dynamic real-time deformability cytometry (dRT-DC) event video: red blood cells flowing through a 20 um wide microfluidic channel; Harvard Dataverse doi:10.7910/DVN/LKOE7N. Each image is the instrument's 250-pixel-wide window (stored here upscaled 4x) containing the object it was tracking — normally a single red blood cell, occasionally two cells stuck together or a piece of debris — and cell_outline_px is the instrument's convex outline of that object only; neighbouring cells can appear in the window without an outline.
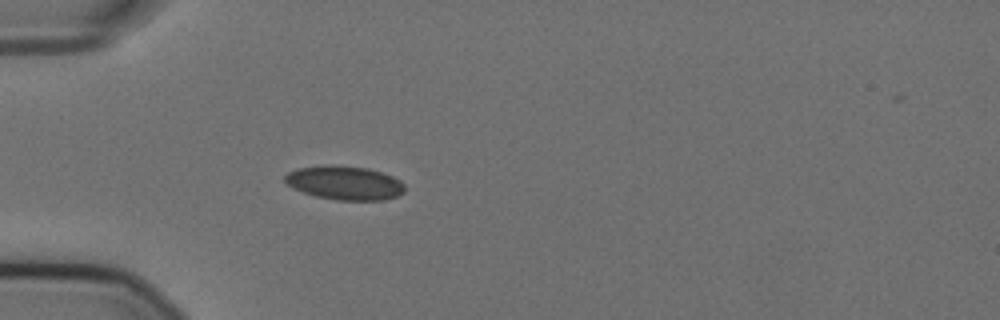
{"species": "Egyptian fruit bat (a non-hibernating species)", "species_latin": "Rousettus aegyptiacus", "temperature_condition": "cold", "stored_images_in_passage": 41, "camera_frame_rate_fps": 3000, "um_per_image_px": 0.085, "animal": {"sex": "female"}, "frame": {"image": 1, "passage_image": 1, "time_ms": 0.0, "image_size_px": [1000, 320], "cell_outline_px": [[404, 192], [396, 196], [384, 200], [336, 200], [316, 196], [292, 188], [284, 180], [284, 176], [288, 172], [296, 168], [324, 164], [332, 164], [368, 168], [392, 176], [400, 180], [404, 184]], "centroid_in_image_um": [29.27, 15.53], "position_along_channel_um": 55.7, "area_um2": 23.81}}
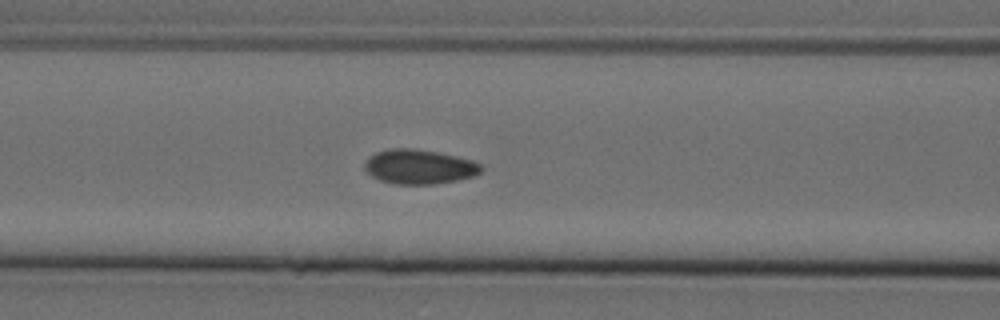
{"frame": {"image": 2, "passage_image": 8, "time_ms": 2.333, "image_size_px": [1000, 320], "cell_outline_px": [[484, 168], [480, 172], [472, 176], [456, 180], [432, 184], [392, 184], [380, 180], [372, 176], [364, 168], [364, 160], [368, 156], [376, 152], [392, 148], [412, 148], [436, 152], [456, 156], [472, 160], [480, 164]], "centroid_in_image_um": [35.59, 14.17], "position_along_channel_um": 131.0, "area_um2": 23.41}}
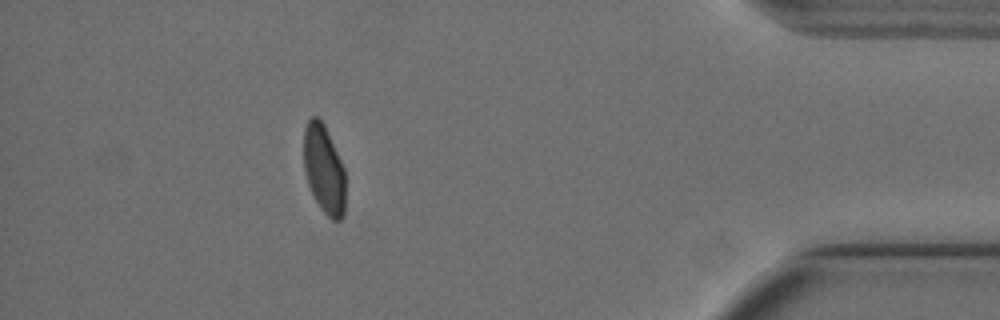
{"frame": {"image": 3, "passage_image": 35, "time_ms": 11.333, "image_size_px": [1000, 320], "cell_outline_px": [[344, 216], [340, 220], [332, 220], [320, 208], [308, 184], [304, 168], [304, 128], [308, 120], [312, 116], [316, 116], [324, 124], [344, 168]], "centroid_in_image_um": [27.53, 14.39], "position_along_channel_um": 407.7, "area_um2": 21.27}, "authors_computed_cell_mechanics": {"area_um2": 22.831, "velocity_mm_per_s": 3.5764, "shape_relaxation_time_tau1_ms": null, "shape_relaxation_time_tau2_ms": 0.7496, "deformation_change_tau1": null, "deformation_change_tau2": 0.0416}}